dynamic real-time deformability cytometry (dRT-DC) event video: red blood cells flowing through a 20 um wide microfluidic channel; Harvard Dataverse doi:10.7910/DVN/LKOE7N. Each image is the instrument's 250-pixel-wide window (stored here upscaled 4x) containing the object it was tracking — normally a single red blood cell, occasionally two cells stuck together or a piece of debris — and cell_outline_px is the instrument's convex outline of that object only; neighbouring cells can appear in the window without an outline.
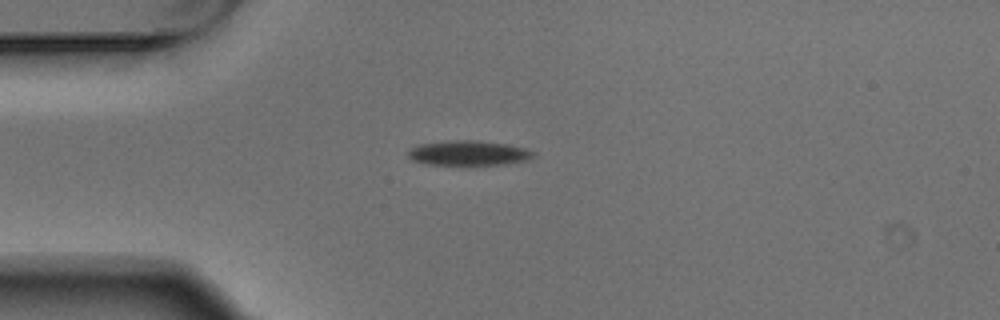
{"species": "Egyptian fruit bat (a non-hibernating species)", "species_latin": "Rousettus aegyptiacus", "temperature_condition": "warm", "stored_images_in_passage": 2, "camera_frame_rate_fps": 3000, "um_per_image_px": 0.085, "animal": {"sex": "male"}, "frame": {"image": 1, "passage_image": 1, "time_ms": 0.0, "image_size_px": [1000, 320], "cell_outline_px": [[536, 156], [528, 160], [504, 164], [428, 164], [412, 160], [408, 156], [408, 152], [412, 148], [420, 144], [452, 140], [476, 140], [508, 144], [524, 148], [536, 152]], "centroid_in_image_um": [39.88, 13.0], "position_along_channel_um": 45.1, "area_um2": 17.98}}
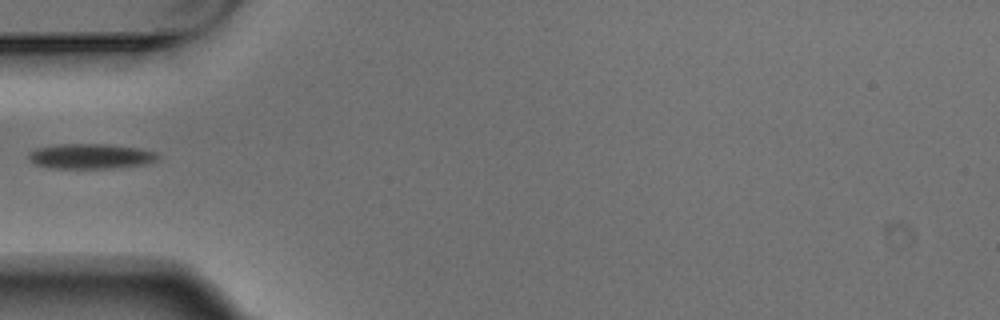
{"frame": {"image": 2, "passage_image": 2, "time_ms": 0.333, "image_size_px": [1000, 320], "cell_outline_px": [[160, 156], [156, 160], [144, 164], [112, 168], [48, 168], [36, 164], [28, 160], [28, 152], [36, 148], [60, 144], [108, 144], [140, 148], [156, 152]], "centroid_in_image_um": [7.68, 13.28], "position_along_channel_um": 77.3, "area_um2": 18.96}}